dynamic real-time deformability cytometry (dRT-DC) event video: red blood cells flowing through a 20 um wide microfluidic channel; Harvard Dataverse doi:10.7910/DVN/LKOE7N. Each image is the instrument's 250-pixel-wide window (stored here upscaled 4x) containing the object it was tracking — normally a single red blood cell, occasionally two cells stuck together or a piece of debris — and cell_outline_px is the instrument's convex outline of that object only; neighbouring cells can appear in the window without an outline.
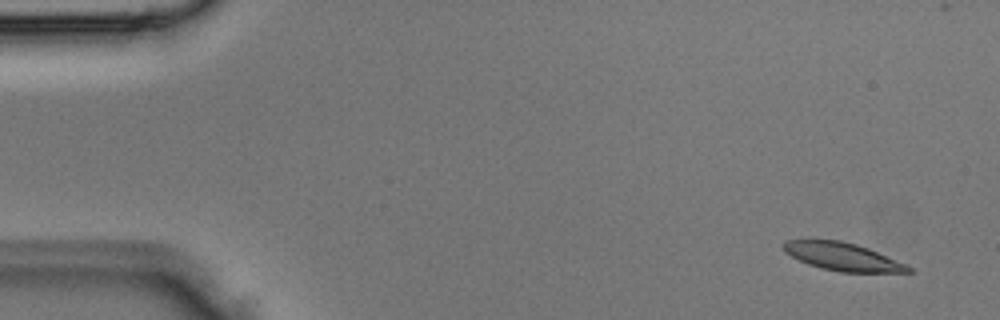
{"species": "Egyptian fruit bat (a non-hibernating species)", "species_latin": "Rousettus aegyptiacus", "temperature_condition": "room temperature", "stored_images_in_passage": 3, "camera_frame_rate_fps": 3000, "um_per_image_px": 0.085, "animal": {"sex": "male"}, "frame": {"image": 1, "passage_image": 1, "time_ms": 0.0, "image_size_px": [1000, 320], "cell_outline_px": [[912, 272], [840, 272], [820, 268], [808, 264], [784, 252], [784, 240], [808, 236], [812, 236], [840, 240], [856, 244], [868, 248], [904, 264], [912, 268]], "centroid_in_image_um": [71.48, 21.75], "position_along_channel_um": 13.5, "area_um2": 20.81}}